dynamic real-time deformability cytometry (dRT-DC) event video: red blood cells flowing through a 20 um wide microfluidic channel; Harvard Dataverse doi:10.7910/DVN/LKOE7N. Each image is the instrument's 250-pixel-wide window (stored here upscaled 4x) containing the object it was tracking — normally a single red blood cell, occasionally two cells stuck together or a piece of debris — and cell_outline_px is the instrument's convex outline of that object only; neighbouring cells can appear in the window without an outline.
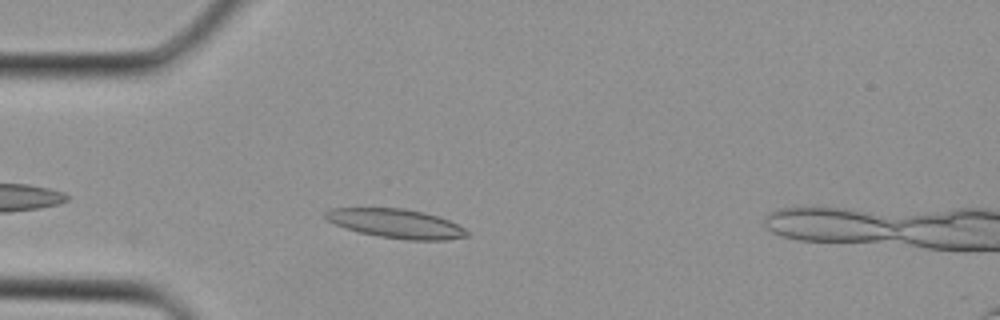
{"species": "Egyptian fruit bat (a non-hibernating species)", "species_latin": "Rousettus aegyptiacus", "temperature_condition": "cold", "stored_images_in_passage": 24, "camera_frame_rate_fps": 3000, "um_per_image_px": 0.085, "animal": {"sex": "female"}, "frame": {"image": 1, "passage_image": 3, "time_ms": 0.667, "image_size_px": [1000, 320], "cell_outline_px": [[468, 236], [444, 240], [408, 240], [380, 236], [360, 232], [336, 224], [328, 220], [324, 216], [324, 212], [332, 208], [404, 208], [424, 212], [448, 220], [464, 228], [468, 232]], "centroid_in_image_um": [33.68, 18.99], "position_along_channel_um": 51.3, "area_um2": 23.64}}
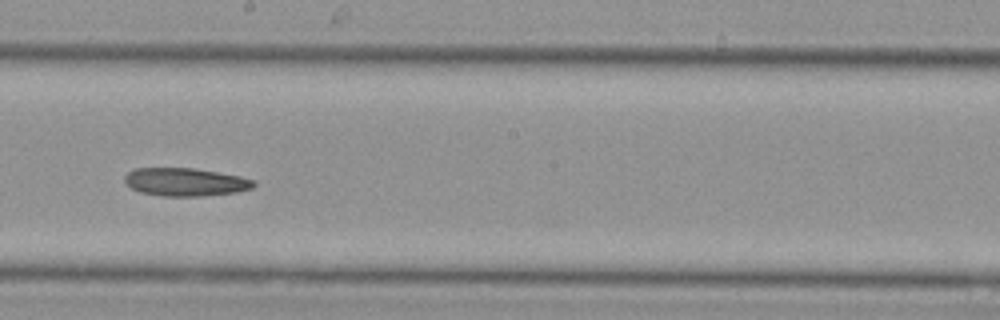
{"frame": {"image": 2, "passage_image": 13, "time_ms": 4.0, "image_size_px": [1000, 320], "cell_outline_px": [[256, 184], [252, 188], [236, 192], [200, 196], [164, 196], [140, 192], [132, 188], [124, 180], [124, 176], [128, 172], [136, 168], [192, 168], [240, 176], [256, 180]], "centroid_in_image_um": [15.77, 15.47], "position_along_channel_um": 232.4, "area_um2": 20.98}}
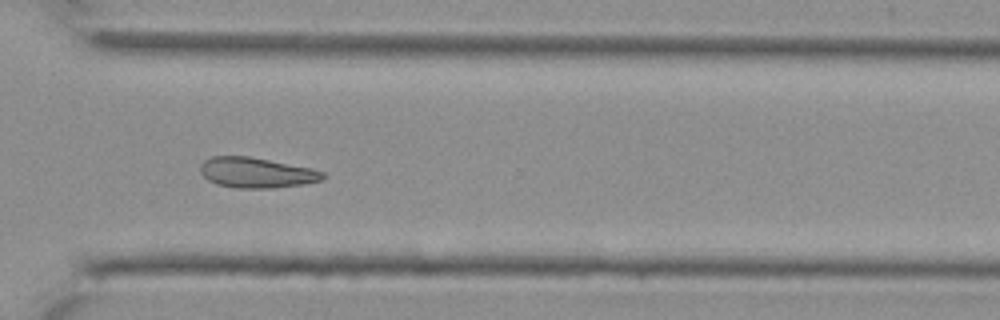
{"frame": {"image": 3, "passage_image": 19, "time_ms": 6.0, "image_size_px": [1000, 320], "cell_outline_px": [[324, 180], [304, 184], [276, 188], [236, 188], [216, 184], [208, 180], [200, 172], [200, 164], [204, 160], [212, 156], [248, 156], [312, 168], [324, 172]], "centroid_in_image_um": [21.8, 14.68], "position_along_channel_um": 348.8, "area_um2": 21.79}}